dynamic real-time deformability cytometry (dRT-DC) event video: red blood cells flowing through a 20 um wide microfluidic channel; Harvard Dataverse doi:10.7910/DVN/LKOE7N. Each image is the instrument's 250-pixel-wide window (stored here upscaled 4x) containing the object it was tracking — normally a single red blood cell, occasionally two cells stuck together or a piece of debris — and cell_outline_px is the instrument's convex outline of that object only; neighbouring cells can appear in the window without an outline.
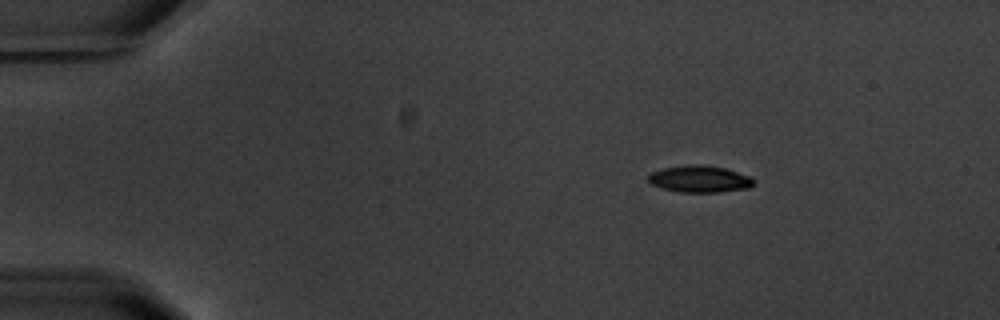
{"species": "common noctule bat (a hibernating species)", "species_latin": "Nyctalus noctula", "temperature_condition": "warm", "stored_images_in_passage": 6, "camera_frame_rate_fps": 3000, "um_per_image_px": 0.085, "animal": {"sex": "male", "body_mass_g": 20.1, "forearm_length_mm": 53.5}, "frame": {"image": 1, "passage_image": 2, "time_ms": 1.333, "image_size_px": [1000, 320], "cell_outline_px": [[756, 180], [748, 188], [720, 192], [680, 192], [660, 188], [652, 184], [648, 180], [648, 176], [652, 172], [664, 168], [688, 164], [700, 164], [724, 168], [752, 176]], "centroid_in_image_um": [59.48, 15.21], "position_along_channel_um": 25.5, "area_um2": 16.53}}